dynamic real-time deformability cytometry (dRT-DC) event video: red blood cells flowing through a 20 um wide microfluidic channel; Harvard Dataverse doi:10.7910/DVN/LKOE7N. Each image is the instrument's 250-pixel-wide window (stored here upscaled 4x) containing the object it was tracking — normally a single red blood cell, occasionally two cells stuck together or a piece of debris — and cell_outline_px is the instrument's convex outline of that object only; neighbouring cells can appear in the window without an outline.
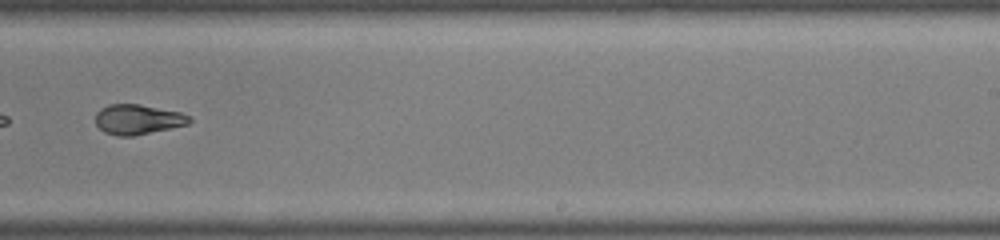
{"species": "common noctule bat (a hibernating species)", "species_latin": "Nyctalus noctula", "temperature_condition": "warm", "stored_images_in_passage": 29, "camera_frame_rate_fps": 3000, "um_per_image_px": 0.085, "animal": {"sex": "male", "body_mass_g": 19.0, "forearm_length_mm": 50.8}, "frame": {"image": 1, "passage_image": 17, "time_ms": 5.333, "image_size_px": [1000, 240], "cell_outline_px": [[192, 120], [188, 124], [136, 136], [116, 136], [104, 132], [96, 124], [96, 112], [100, 108], [108, 104], [140, 104], [180, 112], [188, 116]], "centroid_in_image_um": [11.69, 10.15], "position_along_channel_um": 277.3, "area_um2": 16.47}}